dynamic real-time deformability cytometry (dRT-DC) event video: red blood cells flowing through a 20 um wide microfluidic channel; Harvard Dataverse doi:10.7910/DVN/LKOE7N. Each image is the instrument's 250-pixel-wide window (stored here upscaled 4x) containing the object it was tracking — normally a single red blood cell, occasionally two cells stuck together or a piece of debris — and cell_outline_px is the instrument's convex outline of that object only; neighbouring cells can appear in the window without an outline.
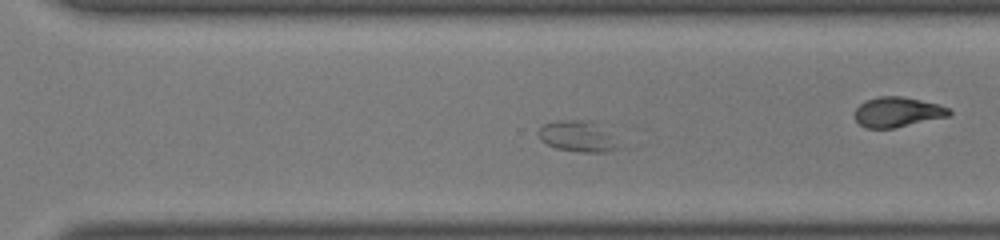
{"species": "common noctule bat (a hibernating species)", "species_latin": "Nyctalus noctula", "temperature_condition": "room temperature", "stored_images_in_passage": 42, "camera_frame_rate_fps": 3000, "um_per_image_px": 0.085, "animal": {"sex": "male", "body_mass_g": 19.0, "forearm_length_mm": 50.8}, "frame": {"image": 1, "passage_image": 26, "time_ms": 8.333, "image_size_px": [1000, 240], "cell_outline_px": [[628, 148], [608, 152], [580, 152], [556, 148], [540, 140], [540, 128], [544, 124], [556, 120], [584, 120], [592, 124], [612, 136]], "centroid_in_image_um": [49.17, 11.64], "position_along_channel_um": 321.4, "area_um2": 14.33}}
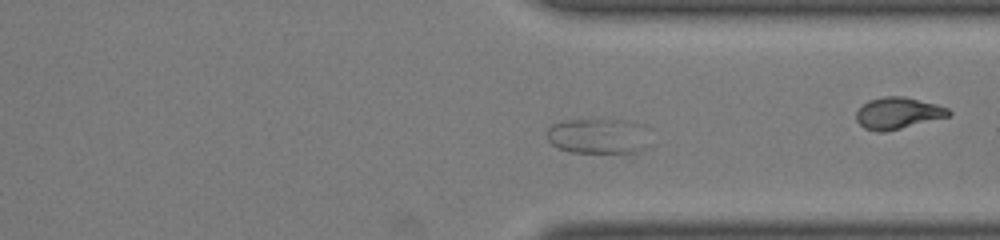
{"frame": {"image": 2, "passage_image": 29, "time_ms": 9.333, "image_size_px": [1000, 240], "cell_outline_px": [[648, 148], [636, 152], [568, 152], [556, 148], [548, 140], [548, 128], [552, 124], [560, 120], [628, 120], [644, 124]], "centroid_in_image_um": [50.84, 11.56], "position_along_channel_um": 360.6, "area_um2": 21.33}}
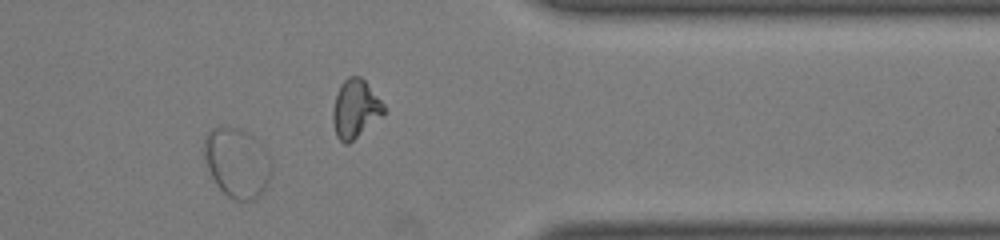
{"frame": {"image": 3, "passage_image": 33, "time_ms": 10.667, "image_size_px": [1000, 240], "cell_outline_px": [[272, 172], [268, 184], [260, 196], [256, 200], [236, 200], [228, 196], [216, 184], [204, 160], [204, 136], [212, 128], [236, 128], [248, 132], [260, 140], [268, 152], [272, 164]], "centroid_in_image_um": [20.19, 13.83], "position_along_channel_um": 391.2, "area_um2": 27.69}}